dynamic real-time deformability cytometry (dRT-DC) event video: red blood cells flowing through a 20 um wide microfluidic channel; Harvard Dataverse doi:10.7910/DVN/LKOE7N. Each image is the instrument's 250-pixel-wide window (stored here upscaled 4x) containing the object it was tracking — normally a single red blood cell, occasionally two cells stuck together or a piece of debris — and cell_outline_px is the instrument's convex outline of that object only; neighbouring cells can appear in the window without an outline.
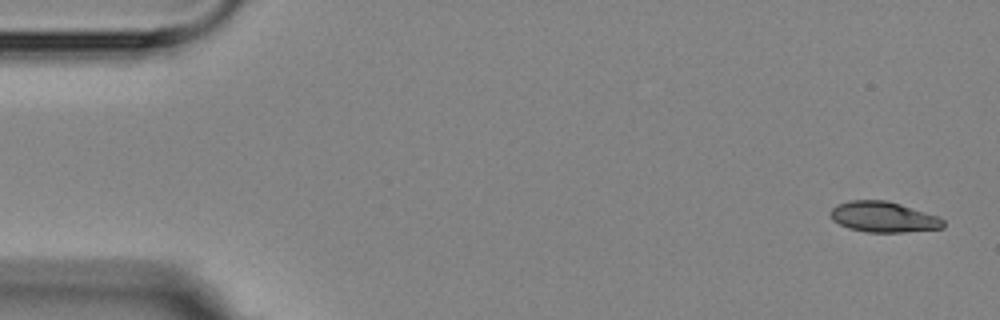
{"species": "Egyptian fruit bat (a non-hibernating species)", "species_latin": "Rousettus aegyptiacus", "temperature_condition": "room temperature", "stored_images_in_passage": 5, "camera_frame_rate_fps": 3000, "um_per_image_px": 0.085, "animal": {"sex": "female"}, "frame": {"image": 1, "passage_image": 1, "time_ms": 0.0, "image_size_px": [1000, 320], "cell_outline_px": [[944, 228], [904, 232], [868, 232], [848, 228], [832, 220], [828, 212], [836, 204], [848, 200], [884, 200], [900, 204], [940, 216], [944, 220]], "centroid_in_image_um": [75.08, 18.43], "position_along_channel_um": 9.9, "area_um2": 20.29}}
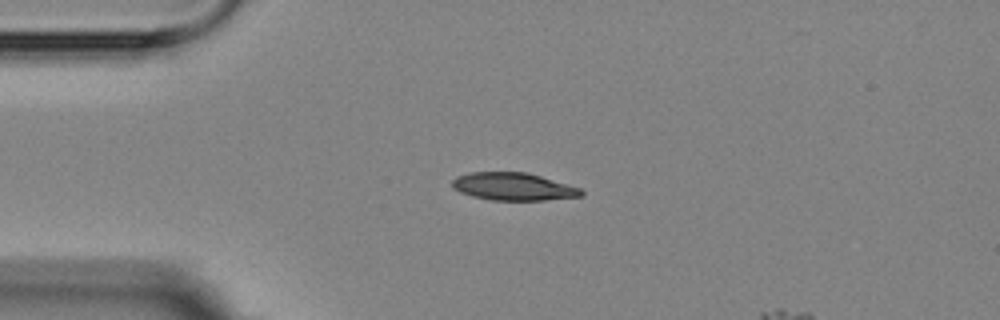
{"frame": {"image": 2, "passage_image": 4, "time_ms": 3.667, "image_size_px": [1000, 320], "cell_outline_px": [[584, 196], [544, 200], [492, 200], [472, 196], [460, 192], [452, 188], [452, 180], [456, 176], [468, 172], [528, 172], [580, 188], [584, 192]], "centroid_in_image_um": [43.61, 15.85], "position_along_channel_um": 41.4, "area_um2": 20.87}}